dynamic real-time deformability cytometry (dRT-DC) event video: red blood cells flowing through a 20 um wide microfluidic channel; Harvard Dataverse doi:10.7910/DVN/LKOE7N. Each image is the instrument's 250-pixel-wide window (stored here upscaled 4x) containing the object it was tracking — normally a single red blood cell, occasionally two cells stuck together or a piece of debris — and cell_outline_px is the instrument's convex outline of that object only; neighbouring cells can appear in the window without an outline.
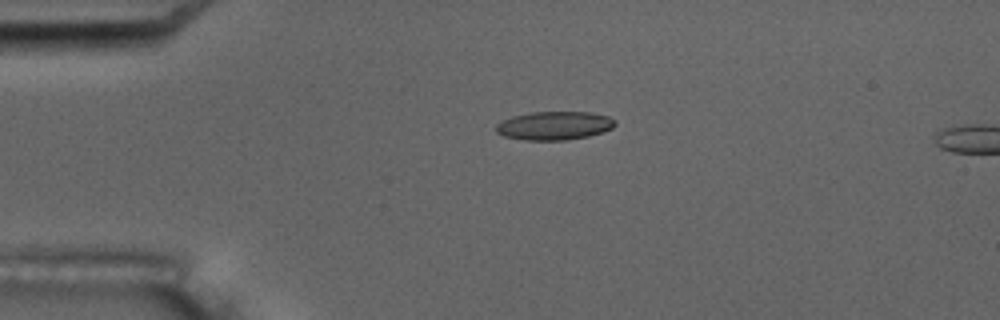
{"species": "common noctule bat (a hibernating species)", "species_latin": "Nyctalus noctula", "temperature_condition": "room temperature", "stored_images_in_passage": 4, "camera_frame_rate_fps": 3000, "um_per_image_px": 0.085, "animal": {"sex": "male", "body_mass_g": 17.5, "forearm_length_mm": 52.3}, "frame": {"image": 1, "passage_image": 3, "time_ms": 3.333, "image_size_px": [1000, 320], "cell_outline_px": [[616, 124], [612, 128], [588, 136], [568, 140], [524, 140], [504, 136], [496, 132], [496, 124], [500, 120], [512, 116], [532, 112], [592, 112], [608, 116], [616, 120]], "centroid_in_image_um": [47.1, 10.67], "position_along_channel_um": 37.9, "area_um2": 19.88}}